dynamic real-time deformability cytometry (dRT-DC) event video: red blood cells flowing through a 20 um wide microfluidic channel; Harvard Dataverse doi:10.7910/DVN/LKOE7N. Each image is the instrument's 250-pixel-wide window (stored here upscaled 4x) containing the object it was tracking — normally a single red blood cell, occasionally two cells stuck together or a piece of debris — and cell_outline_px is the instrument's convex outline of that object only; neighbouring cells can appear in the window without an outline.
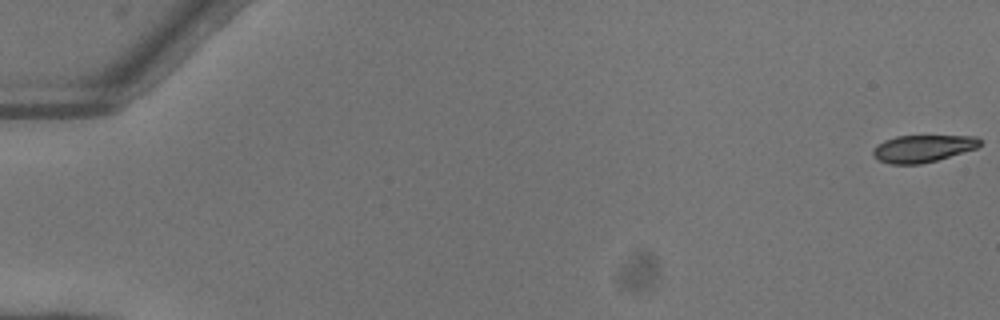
{"species": "common noctule bat (a hibernating species)", "species_latin": "Nyctalus noctula", "temperature_condition": "warm", "stored_images_in_passage": 53, "camera_frame_rate_fps": 3000, "um_per_image_px": 0.085, "animal": {"sex": "female"}, "frame": {"image": 1, "passage_image": 1, "time_ms": 0.0, "image_size_px": [1000, 320], "cell_outline_px": [[980, 144], [976, 148], [936, 160], [920, 164], [892, 164], [880, 160], [872, 156], [872, 148], [876, 144], [884, 140], [896, 136], [976, 136], [980, 140]], "centroid_in_image_um": [78.37, 12.62], "position_along_channel_um": 6.6, "area_um2": 16.82}}
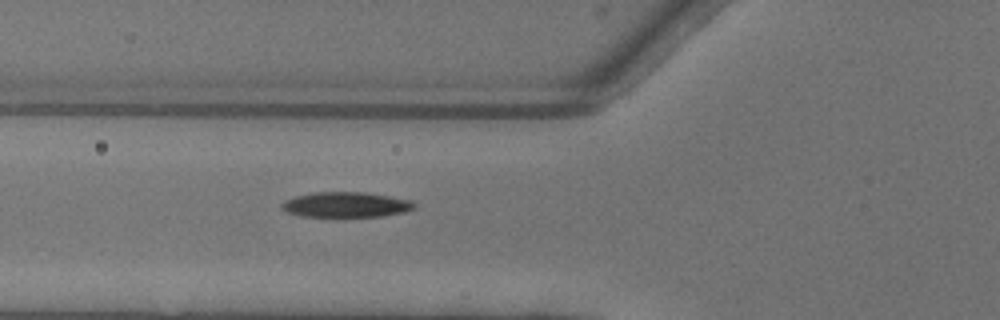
{"frame": {"image": 2, "passage_image": 21, "time_ms": 6.667, "image_size_px": [1000, 320], "cell_outline_px": [[416, 208], [404, 212], [380, 216], [300, 216], [288, 212], [280, 208], [280, 204], [284, 200], [296, 196], [316, 192], [364, 192], [392, 196], [412, 200], [416, 204]], "centroid_in_image_um": [29.43, 17.39], "position_along_channel_um": 96.4, "area_um2": 19.54}}
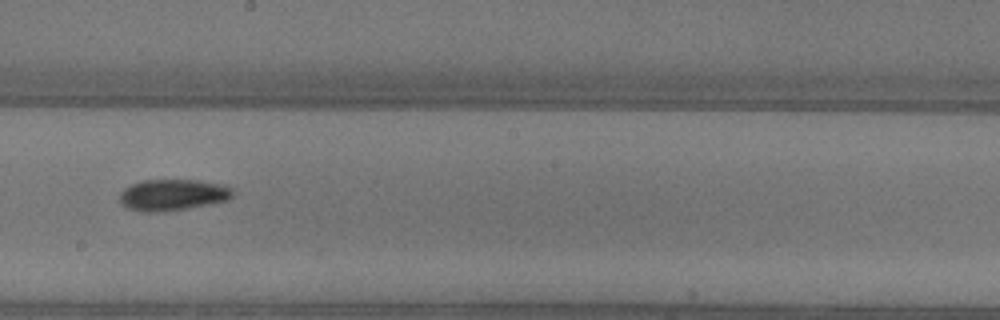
{"frame": {"image": 3, "passage_image": 31, "time_ms": 10.0, "image_size_px": [1000, 320], "cell_outline_px": [[236, 192], [228, 200], [208, 204], [164, 212], [140, 212], [128, 208], [120, 204], [120, 192], [124, 188], [140, 180], [200, 180], [224, 184], [232, 188]], "centroid_in_image_um": [14.68, 16.56], "position_along_channel_um": 233.5, "area_um2": 20.92}, "authors_computed_cell_mechanics": {"area_um2": 18.9584, "velocity_mm_per_s": 4.0996, "shape_relaxation_time_tau1_ms": 4.2358, "shape_relaxation_time_tau2_ms": null, "deformation_change_tau1": 0.166, "deformation_change_tau2": null}}